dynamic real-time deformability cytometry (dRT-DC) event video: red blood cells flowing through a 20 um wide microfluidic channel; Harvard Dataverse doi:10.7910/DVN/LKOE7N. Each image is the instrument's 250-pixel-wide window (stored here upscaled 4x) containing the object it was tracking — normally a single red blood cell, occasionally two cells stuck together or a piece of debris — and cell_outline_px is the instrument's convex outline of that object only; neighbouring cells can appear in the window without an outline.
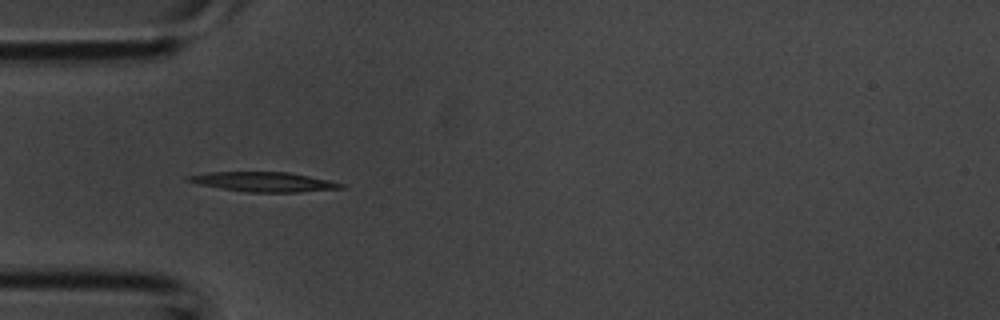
{"species": "common noctule bat (a hibernating species)", "species_latin": "Nyctalus noctula", "temperature_condition": "room temperature", "stored_images_in_passage": 3, "camera_frame_rate_fps": 3000, "um_per_image_px": 0.085, "animal": {"sex": "male", "body_mass_g": 20.1, "forearm_length_mm": 53.5}, "frame": {"image": 1, "passage_image": 3, "time_ms": 0.667, "image_size_px": [1000, 320], "cell_outline_px": [[344, 188], [300, 192], [248, 192], [200, 184], [184, 180], [184, 176], [208, 172], [288, 172], [328, 180], [344, 184]], "centroid_in_image_um": [22.4, 15.45], "position_along_channel_um": 62.6, "area_um2": 17.28}}